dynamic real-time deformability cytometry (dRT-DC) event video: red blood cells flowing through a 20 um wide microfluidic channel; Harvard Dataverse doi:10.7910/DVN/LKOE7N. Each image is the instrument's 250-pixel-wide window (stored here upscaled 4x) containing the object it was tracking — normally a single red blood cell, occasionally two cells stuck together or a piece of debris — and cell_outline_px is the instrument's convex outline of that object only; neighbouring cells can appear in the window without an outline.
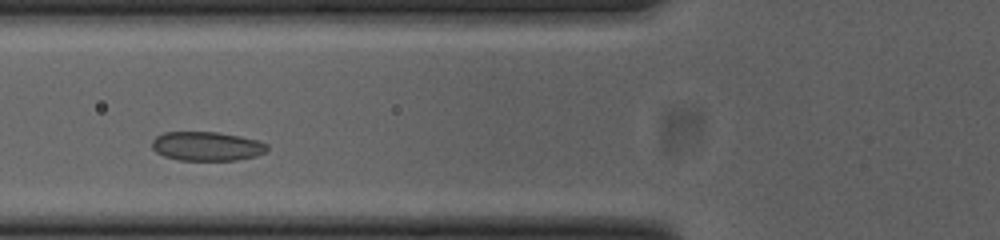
{"species": "common noctule bat (a hibernating species)", "species_latin": "Nyctalus noctula", "temperature_condition": "cold", "stored_images_in_passage": 29, "camera_frame_rate_fps": 3000, "um_per_image_px": 0.085, "animal": {"sex": "female", "body_mass_g": 23.0, "forearm_length_mm": 53.4}, "frame": {"image": 1, "passage_image": 8, "time_ms": 2.333, "image_size_px": [1000, 240], "cell_outline_px": [[268, 148], [264, 152], [256, 156], [236, 160], [180, 160], [164, 156], [156, 152], [152, 148], [152, 140], [156, 136], [164, 132], [216, 132], [240, 136], [256, 140], [268, 144]], "centroid_in_image_um": [17.56, 12.43], "position_along_channel_um": 108.2, "area_um2": 19.48}}
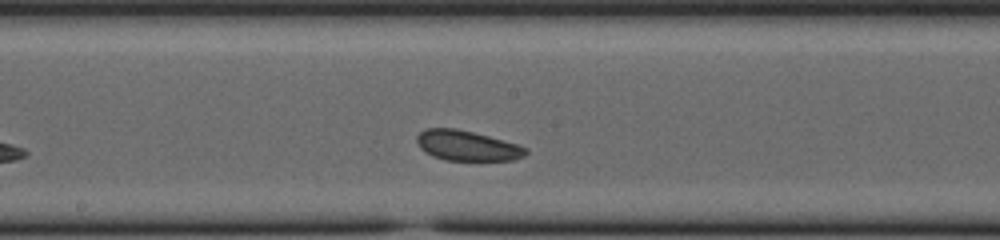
{"frame": {"image": 2, "passage_image": 16, "time_ms": 5.0, "image_size_px": [1000, 240], "cell_outline_px": [[528, 152], [524, 156], [512, 160], [444, 160], [432, 156], [424, 152], [420, 148], [416, 140], [416, 136], [424, 128], [456, 128], [488, 136], [516, 144], [528, 148]], "centroid_in_image_um": [39.66, 12.38], "position_along_channel_um": 208.5, "area_um2": 19.13}}
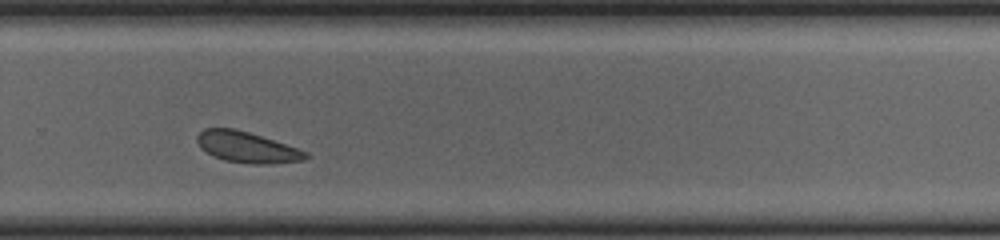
{"frame": {"image": 3, "passage_image": 24, "time_ms": 7.667, "image_size_px": [1000, 240], "cell_outline_px": [[308, 156], [304, 160], [272, 164], [248, 164], [224, 160], [212, 156], [200, 148], [196, 140], [196, 136], [204, 128], [232, 128], [248, 132], [308, 152]], "centroid_in_image_um": [20.94, 12.52], "position_along_channel_um": 308.9, "area_um2": 19.48}, "authors_computed_cell_mechanics": {"area_um2": 19.4786, "velocity_mm_per_s": 3.7639, "shape_relaxation_time_tau1_ms": 7.3652, "shape_relaxation_time_tau2_ms": 1.1832, "deformation_change_tau1": 0.0573, "deformation_change_tau2": 0.0607}}